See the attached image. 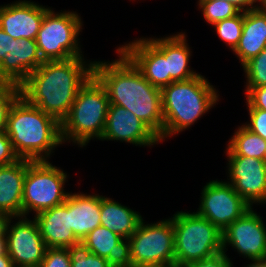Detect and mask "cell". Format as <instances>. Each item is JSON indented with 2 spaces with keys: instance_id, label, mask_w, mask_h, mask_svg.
<instances>
[{
  "instance_id": "obj_13",
  "label": "cell",
  "mask_w": 266,
  "mask_h": 267,
  "mask_svg": "<svg viewBox=\"0 0 266 267\" xmlns=\"http://www.w3.org/2000/svg\"><path fill=\"white\" fill-rule=\"evenodd\" d=\"M228 177L234 190L252 207L266 203V161L253 157L227 156Z\"/></svg>"
},
{
  "instance_id": "obj_28",
  "label": "cell",
  "mask_w": 266,
  "mask_h": 267,
  "mask_svg": "<svg viewBox=\"0 0 266 267\" xmlns=\"http://www.w3.org/2000/svg\"><path fill=\"white\" fill-rule=\"evenodd\" d=\"M217 35L228 45L232 51L237 47L243 28V12L238 15L221 20L213 25Z\"/></svg>"
},
{
  "instance_id": "obj_22",
  "label": "cell",
  "mask_w": 266,
  "mask_h": 267,
  "mask_svg": "<svg viewBox=\"0 0 266 267\" xmlns=\"http://www.w3.org/2000/svg\"><path fill=\"white\" fill-rule=\"evenodd\" d=\"M142 219V216L138 212L121 205V203L111 198L101 195V226L106 227L111 232L127 240L135 233Z\"/></svg>"
},
{
  "instance_id": "obj_14",
  "label": "cell",
  "mask_w": 266,
  "mask_h": 267,
  "mask_svg": "<svg viewBox=\"0 0 266 267\" xmlns=\"http://www.w3.org/2000/svg\"><path fill=\"white\" fill-rule=\"evenodd\" d=\"M120 49L139 69L147 81L159 89L167 86L165 37L139 38L120 46Z\"/></svg>"
},
{
  "instance_id": "obj_19",
  "label": "cell",
  "mask_w": 266,
  "mask_h": 267,
  "mask_svg": "<svg viewBox=\"0 0 266 267\" xmlns=\"http://www.w3.org/2000/svg\"><path fill=\"white\" fill-rule=\"evenodd\" d=\"M27 159L0 166V212L13 217L22 216L24 179Z\"/></svg>"
},
{
  "instance_id": "obj_36",
  "label": "cell",
  "mask_w": 266,
  "mask_h": 267,
  "mask_svg": "<svg viewBox=\"0 0 266 267\" xmlns=\"http://www.w3.org/2000/svg\"><path fill=\"white\" fill-rule=\"evenodd\" d=\"M12 39V37H10L2 28H0V63L4 59L5 55L10 53Z\"/></svg>"
},
{
  "instance_id": "obj_12",
  "label": "cell",
  "mask_w": 266,
  "mask_h": 267,
  "mask_svg": "<svg viewBox=\"0 0 266 267\" xmlns=\"http://www.w3.org/2000/svg\"><path fill=\"white\" fill-rule=\"evenodd\" d=\"M12 219H8L5 231L7 254L15 267L39 266L47 247L36 220L19 216L18 221L11 225Z\"/></svg>"
},
{
  "instance_id": "obj_42",
  "label": "cell",
  "mask_w": 266,
  "mask_h": 267,
  "mask_svg": "<svg viewBox=\"0 0 266 267\" xmlns=\"http://www.w3.org/2000/svg\"><path fill=\"white\" fill-rule=\"evenodd\" d=\"M256 2L260 3L256 5L258 9H266V0H256Z\"/></svg>"
},
{
  "instance_id": "obj_16",
  "label": "cell",
  "mask_w": 266,
  "mask_h": 267,
  "mask_svg": "<svg viewBox=\"0 0 266 267\" xmlns=\"http://www.w3.org/2000/svg\"><path fill=\"white\" fill-rule=\"evenodd\" d=\"M50 8L30 1L0 6V28L13 39L36 40L45 13Z\"/></svg>"
},
{
  "instance_id": "obj_27",
  "label": "cell",
  "mask_w": 266,
  "mask_h": 267,
  "mask_svg": "<svg viewBox=\"0 0 266 267\" xmlns=\"http://www.w3.org/2000/svg\"><path fill=\"white\" fill-rule=\"evenodd\" d=\"M71 267H117L108 259L97 256L82 243L68 247Z\"/></svg>"
},
{
  "instance_id": "obj_10",
  "label": "cell",
  "mask_w": 266,
  "mask_h": 267,
  "mask_svg": "<svg viewBox=\"0 0 266 267\" xmlns=\"http://www.w3.org/2000/svg\"><path fill=\"white\" fill-rule=\"evenodd\" d=\"M197 214L209 220L221 232L251 206L228 182L212 180L203 187Z\"/></svg>"
},
{
  "instance_id": "obj_6",
  "label": "cell",
  "mask_w": 266,
  "mask_h": 267,
  "mask_svg": "<svg viewBox=\"0 0 266 267\" xmlns=\"http://www.w3.org/2000/svg\"><path fill=\"white\" fill-rule=\"evenodd\" d=\"M175 267L213 257L223 252L222 232L196 212L173 215Z\"/></svg>"
},
{
  "instance_id": "obj_7",
  "label": "cell",
  "mask_w": 266,
  "mask_h": 267,
  "mask_svg": "<svg viewBox=\"0 0 266 267\" xmlns=\"http://www.w3.org/2000/svg\"><path fill=\"white\" fill-rule=\"evenodd\" d=\"M124 267H175L172 218L153 224L140 222L126 240Z\"/></svg>"
},
{
  "instance_id": "obj_26",
  "label": "cell",
  "mask_w": 266,
  "mask_h": 267,
  "mask_svg": "<svg viewBox=\"0 0 266 267\" xmlns=\"http://www.w3.org/2000/svg\"><path fill=\"white\" fill-rule=\"evenodd\" d=\"M204 19L212 26L224 19L238 15L241 11L225 0H198Z\"/></svg>"
},
{
  "instance_id": "obj_8",
  "label": "cell",
  "mask_w": 266,
  "mask_h": 267,
  "mask_svg": "<svg viewBox=\"0 0 266 267\" xmlns=\"http://www.w3.org/2000/svg\"><path fill=\"white\" fill-rule=\"evenodd\" d=\"M67 173L53 166L48 160L27 159V172L24 179L22 216L29 212L35 215L63 204L69 195L64 191Z\"/></svg>"
},
{
  "instance_id": "obj_21",
  "label": "cell",
  "mask_w": 266,
  "mask_h": 267,
  "mask_svg": "<svg viewBox=\"0 0 266 267\" xmlns=\"http://www.w3.org/2000/svg\"><path fill=\"white\" fill-rule=\"evenodd\" d=\"M100 200L99 194L70 193V227L80 241L101 225Z\"/></svg>"
},
{
  "instance_id": "obj_17",
  "label": "cell",
  "mask_w": 266,
  "mask_h": 267,
  "mask_svg": "<svg viewBox=\"0 0 266 267\" xmlns=\"http://www.w3.org/2000/svg\"><path fill=\"white\" fill-rule=\"evenodd\" d=\"M10 53L0 63V83L21 85L44 61L36 40L12 39Z\"/></svg>"
},
{
  "instance_id": "obj_15",
  "label": "cell",
  "mask_w": 266,
  "mask_h": 267,
  "mask_svg": "<svg viewBox=\"0 0 266 267\" xmlns=\"http://www.w3.org/2000/svg\"><path fill=\"white\" fill-rule=\"evenodd\" d=\"M100 140H116L136 146L160 143L159 137L135 114L115 104H110L104 133Z\"/></svg>"
},
{
  "instance_id": "obj_5",
  "label": "cell",
  "mask_w": 266,
  "mask_h": 267,
  "mask_svg": "<svg viewBox=\"0 0 266 267\" xmlns=\"http://www.w3.org/2000/svg\"><path fill=\"white\" fill-rule=\"evenodd\" d=\"M110 101L105 88L92 76L79 90L67 117L61 122V139L84 147L100 140L106 126Z\"/></svg>"
},
{
  "instance_id": "obj_24",
  "label": "cell",
  "mask_w": 266,
  "mask_h": 267,
  "mask_svg": "<svg viewBox=\"0 0 266 267\" xmlns=\"http://www.w3.org/2000/svg\"><path fill=\"white\" fill-rule=\"evenodd\" d=\"M81 242L102 258L113 262L117 267H124L126 240L103 226H98L88 233Z\"/></svg>"
},
{
  "instance_id": "obj_3",
  "label": "cell",
  "mask_w": 266,
  "mask_h": 267,
  "mask_svg": "<svg viewBox=\"0 0 266 267\" xmlns=\"http://www.w3.org/2000/svg\"><path fill=\"white\" fill-rule=\"evenodd\" d=\"M6 134L18 157L32 161L48 160L62 145L61 124L22 95L9 110Z\"/></svg>"
},
{
  "instance_id": "obj_25",
  "label": "cell",
  "mask_w": 266,
  "mask_h": 267,
  "mask_svg": "<svg viewBox=\"0 0 266 267\" xmlns=\"http://www.w3.org/2000/svg\"><path fill=\"white\" fill-rule=\"evenodd\" d=\"M226 149L228 156L253 157L265 160L266 141L242 125L229 139Z\"/></svg>"
},
{
  "instance_id": "obj_11",
  "label": "cell",
  "mask_w": 266,
  "mask_h": 267,
  "mask_svg": "<svg viewBox=\"0 0 266 267\" xmlns=\"http://www.w3.org/2000/svg\"><path fill=\"white\" fill-rule=\"evenodd\" d=\"M230 245L250 260H266V227L251 207L222 231V248Z\"/></svg>"
},
{
  "instance_id": "obj_20",
  "label": "cell",
  "mask_w": 266,
  "mask_h": 267,
  "mask_svg": "<svg viewBox=\"0 0 266 267\" xmlns=\"http://www.w3.org/2000/svg\"><path fill=\"white\" fill-rule=\"evenodd\" d=\"M263 49H266V9L243 12L242 34L233 52L243 65Z\"/></svg>"
},
{
  "instance_id": "obj_40",
  "label": "cell",
  "mask_w": 266,
  "mask_h": 267,
  "mask_svg": "<svg viewBox=\"0 0 266 267\" xmlns=\"http://www.w3.org/2000/svg\"><path fill=\"white\" fill-rule=\"evenodd\" d=\"M7 253L6 237H0V255Z\"/></svg>"
},
{
  "instance_id": "obj_35",
  "label": "cell",
  "mask_w": 266,
  "mask_h": 267,
  "mask_svg": "<svg viewBox=\"0 0 266 267\" xmlns=\"http://www.w3.org/2000/svg\"><path fill=\"white\" fill-rule=\"evenodd\" d=\"M183 267H233L232 261L222 252L213 257L191 262Z\"/></svg>"
},
{
  "instance_id": "obj_31",
  "label": "cell",
  "mask_w": 266,
  "mask_h": 267,
  "mask_svg": "<svg viewBox=\"0 0 266 267\" xmlns=\"http://www.w3.org/2000/svg\"><path fill=\"white\" fill-rule=\"evenodd\" d=\"M39 267H71L67 248H46Z\"/></svg>"
},
{
  "instance_id": "obj_43",
  "label": "cell",
  "mask_w": 266,
  "mask_h": 267,
  "mask_svg": "<svg viewBox=\"0 0 266 267\" xmlns=\"http://www.w3.org/2000/svg\"><path fill=\"white\" fill-rule=\"evenodd\" d=\"M23 267H39V266H23Z\"/></svg>"
},
{
  "instance_id": "obj_33",
  "label": "cell",
  "mask_w": 266,
  "mask_h": 267,
  "mask_svg": "<svg viewBox=\"0 0 266 267\" xmlns=\"http://www.w3.org/2000/svg\"><path fill=\"white\" fill-rule=\"evenodd\" d=\"M245 89L248 109H262L266 111V86Z\"/></svg>"
},
{
  "instance_id": "obj_9",
  "label": "cell",
  "mask_w": 266,
  "mask_h": 267,
  "mask_svg": "<svg viewBox=\"0 0 266 267\" xmlns=\"http://www.w3.org/2000/svg\"><path fill=\"white\" fill-rule=\"evenodd\" d=\"M76 12H54L49 9L42 20L36 43L43 61L67 60L83 57L78 36L82 29Z\"/></svg>"
},
{
  "instance_id": "obj_37",
  "label": "cell",
  "mask_w": 266,
  "mask_h": 267,
  "mask_svg": "<svg viewBox=\"0 0 266 267\" xmlns=\"http://www.w3.org/2000/svg\"><path fill=\"white\" fill-rule=\"evenodd\" d=\"M237 7L241 12H247L249 10L256 9V0H225ZM253 4H255L253 6Z\"/></svg>"
},
{
  "instance_id": "obj_41",
  "label": "cell",
  "mask_w": 266,
  "mask_h": 267,
  "mask_svg": "<svg viewBox=\"0 0 266 267\" xmlns=\"http://www.w3.org/2000/svg\"><path fill=\"white\" fill-rule=\"evenodd\" d=\"M252 262L247 267H266L265 260H251Z\"/></svg>"
},
{
  "instance_id": "obj_2",
  "label": "cell",
  "mask_w": 266,
  "mask_h": 267,
  "mask_svg": "<svg viewBox=\"0 0 266 267\" xmlns=\"http://www.w3.org/2000/svg\"><path fill=\"white\" fill-rule=\"evenodd\" d=\"M93 65L83 57L44 61L20 85L21 95L61 124L79 90L93 76Z\"/></svg>"
},
{
  "instance_id": "obj_1",
  "label": "cell",
  "mask_w": 266,
  "mask_h": 267,
  "mask_svg": "<svg viewBox=\"0 0 266 267\" xmlns=\"http://www.w3.org/2000/svg\"><path fill=\"white\" fill-rule=\"evenodd\" d=\"M116 51L119 59L94 61L93 76L105 88L110 104L135 114L163 141L161 89L151 85L120 49Z\"/></svg>"
},
{
  "instance_id": "obj_32",
  "label": "cell",
  "mask_w": 266,
  "mask_h": 267,
  "mask_svg": "<svg viewBox=\"0 0 266 267\" xmlns=\"http://www.w3.org/2000/svg\"><path fill=\"white\" fill-rule=\"evenodd\" d=\"M248 111L250 122L243 126L266 141V111L262 109H248Z\"/></svg>"
},
{
  "instance_id": "obj_18",
  "label": "cell",
  "mask_w": 266,
  "mask_h": 267,
  "mask_svg": "<svg viewBox=\"0 0 266 267\" xmlns=\"http://www.w3.org/2000/svg\"><path fill=\"white\" fill-rule=\"evenodd\" d=\"M34 219L47 248H68L81 242L70 227V193L63 204L36 214Z\"/></svg>"
},
{
  "instance_id": "obj_38",
  "label": "cell",
  "mask_w": 266,
  "mask_h": 267,
  "mask_svg": "<svg viewBox=\"0 0 266 267\" xmlns=\"http://www.w3.org/2000/svg\"><path fill=\"white\" fill-rule=\"evenodd\" d=\"M10 217L2 212H0V237H6V225Z\"/></svg>"
},
{
  "instance_id": "obj_39",
  "label": "cell",
  "mask_w": 266,
  "mask_h": 267,
  "mask_svg": "<svg viewBox=\"0 0 266 267\" xmlns=\"http://www.w3.org/2000/svg\"><path fill=\"white\" fill-rule=\"evenodd\" d=\"M0 267H15L7 253L0 255Z\"/></svg>"
},
{
  "instance_id": "obj_29",
  "label": "cell",
  "mask_w": 266,
  "mask_h": 267,
  "mask_svg": "<svg viewBox=\"0 0 266 267\" xmlns=\"http://www.w3.org/2000/svg\"><path fill=\"white\" fill-rule=\"evenodd\" d=\"M242 66L247 78L246 88L266 86V49H263Z\"/></svg>"
},
{
  "instance_id": "obj_30",
  "label": "cell",
  "mask_w": 266,
  "mask_h": 267,
  "mask_svg": "<svg viewBox=\"0 0 266 267\" xmlns=\"http://www.w3.org/2000/svg\"><path fill=\"white\" fill-rule=\"evenodd\" d=\"M20 95L19 85L0 83V133L6 132L9 110Z\"/></svg>"
},
{
  "instance_id": "obj_4",
  "label": "cell",
  "mask_w": 266,
  "mask_h": 267,
  "mask_svg": "<svg viewBox=\"0 0 266 267\" xmlns=\"http://www.w3.org/2000/svg\"><path fill=\"white\" fill-rule=\"evenodd\" d=\"M163 140L190 128L219 101V94L199 74L185 81H174L161 89Z\"/></svg>"
},
{
  "instance_id": "obj_34",
  "label": "cell",
  "mask_w": 266,
  "mask_h": 267,
  "mask_svg": "<svg viewBox=\"0 0 266 267\" xmlns=\"http://www.w3.org/2000/svg\"><path fill=\"white\" fill-rule=\"evenodd\" d=\"M20 158L15 153L14 148L12 146L11 140L6 134V132L0 133V166H5Z\"/></svg>"
},
{
  "instance_id": "obj_23",
  "label": "cell",
  "mask_w": 266,
  "mask_h": 267,
  "mask_svg": "<svg viewBox=\"0 0 266 267\" xmlns=\"http://www.w3.org/2000/svg\"><path fill=\"white\" fill-rule=\"evenodd\" d=\"M185 33L165 37V60L167 61V85L185 81L199 74L188 66L191 51Z\"/></svg>"
}]
</instances>
